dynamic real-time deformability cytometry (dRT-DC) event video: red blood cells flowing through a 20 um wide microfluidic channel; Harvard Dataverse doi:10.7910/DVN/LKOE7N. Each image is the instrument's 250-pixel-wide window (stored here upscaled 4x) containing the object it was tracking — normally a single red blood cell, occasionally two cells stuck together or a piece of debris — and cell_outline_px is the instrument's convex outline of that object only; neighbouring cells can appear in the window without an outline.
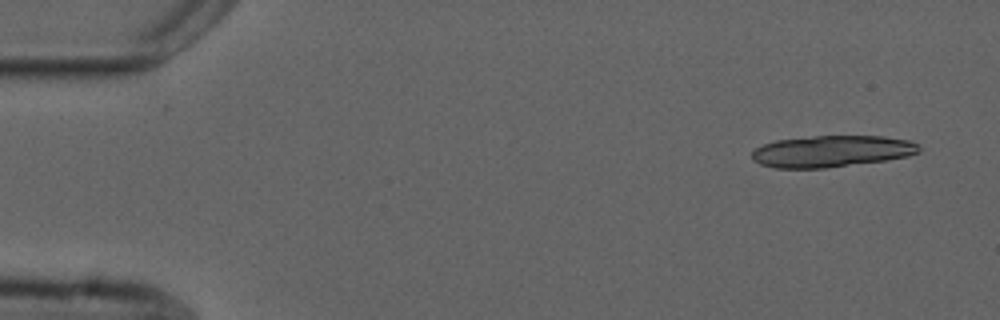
{"species": "common noctule bat (a hibernating species)", "species_latin": "Nyctalus noctula", "temperature_condition": "cold", "stored_images_in_passage": 6, "camera_frame_rate_fps": 3000, "um_per_image_px": 0.085, "animal": {"sex": "male", "forearm_length_mm": 52.5}, "frame": {"image": 1, "passage_image": 1, "time_ms": 0.0, "image_size_px": [1000, 320], "cell_outline_px": [[920, 152], [908, 156], [884, 160], [824, 168], [776, 168], [760, 164], [752, 160], [752, 152], [756, 148], [764, 144], [776, 140], [816, 136], [884, 136], [912, 140], [920, 148]], "centroid_in_image_um": [70.7, 12.85], "position_along_channel_um": 14.3, "area_um2": 30.63}}
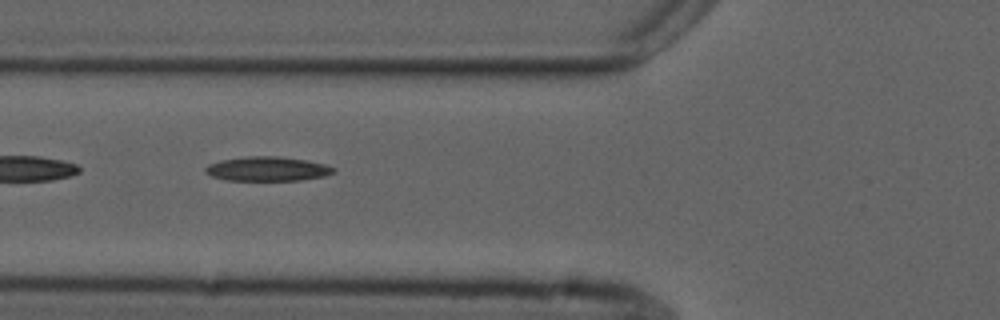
{"frame": {"image": 2, "passage_image": 5, "time_ms": 5.667, "image_size_px": [1000, 320], "cell_outline_px": [[336, 172], [324, 176], [300, 180], [228, 180], [212, 176], [204, 172], [204, 168], [208, 164], [220, 160], [248, 156], [276, 156], [308, 160], [324, 164], [336, 168]], "centroid_in_image_um": [22.73, 14.35], "position_along_channel_um": 103.1, "area_um2": 18.21}}